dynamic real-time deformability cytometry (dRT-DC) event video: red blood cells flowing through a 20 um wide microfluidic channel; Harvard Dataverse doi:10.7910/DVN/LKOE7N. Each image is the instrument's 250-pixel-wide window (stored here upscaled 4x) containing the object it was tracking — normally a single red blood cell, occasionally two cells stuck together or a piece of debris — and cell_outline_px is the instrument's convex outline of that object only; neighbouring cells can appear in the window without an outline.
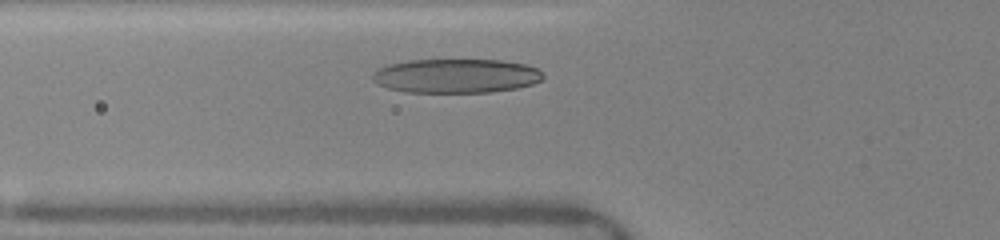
{"species": "human", "species_latin": "Homo sapiens", "temperature_condition": "warm", "stored_images_in_passage": 7, "camera_frame_rate_fps": 3000, "um_per_image_px": 0.085, "donor": {"sex": "female"}, "frame": {"image": 1, "passage_image": 3, "time_ms": 1.0, "image_size_px": [1000, 240], "cell_outline_px": [[544, 76], [540, 80], [532, 84], [516, 88], [488, 92], [404, 92], [388, 88], [372, 80], [372, 72], [376, 68], [408, 60], [500, 60], [528, 64], [540, 68], [544, 72]], "centroid_in_image_um": [38.79, 6.44], "position_along_channel_um": 87.0, "area_um2": 34.1}}
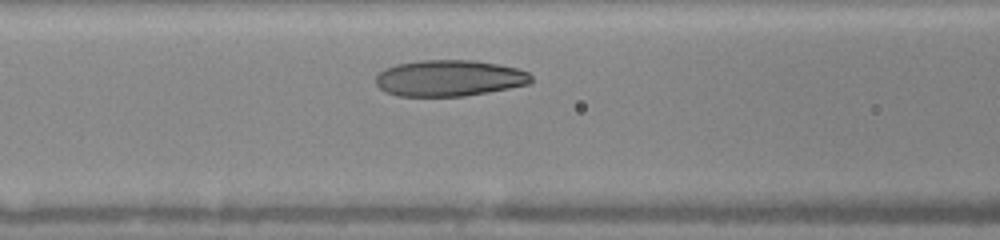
{"frame": {"image": 2, "passage_image": 5, "time_ms": 2.0, "image_size_px": [1000, 240], "cell_outline_px": [[532, 80], [528, 84], [508, 88], [464, 96], [396, 96], [384, 92], [376, 84], [376, 76], [384, 68], [396, 64], [420, 60], [476, 60], [500, 64], [516, 68], [528, 72], [532, 76]], "centroid_in_image_um": [38.16, 6.63], "position_along_channel_um": 128.4, "area_um2": 32.95}}
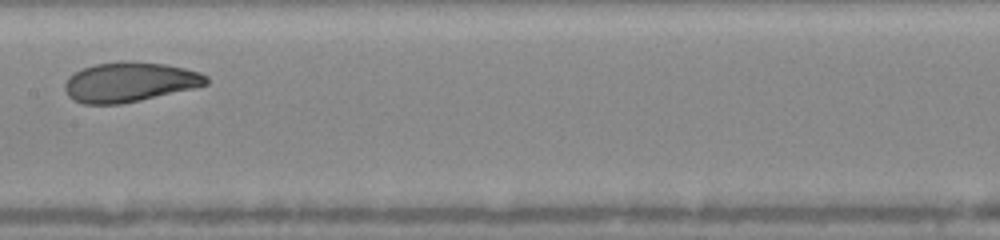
{"frame": {"image": 3, "passage_image": 7, "time_ms": 3.667, "image_size_px": [1000, 240], "cell_outline_px": [[208, 84], [192, 88], [140, 100], [120, 104], [84, 104], [72, 100], [68, 96], [64, 88], [64, 84], [68, 76], [92, 64], [128, 60], [164, 64], [184, 68], [200, 72], [208, 76]], "centroid_in_image_um": [10.98, 6.96], "position_along_channel_um": 196.4, "area_um2": 32.77}}